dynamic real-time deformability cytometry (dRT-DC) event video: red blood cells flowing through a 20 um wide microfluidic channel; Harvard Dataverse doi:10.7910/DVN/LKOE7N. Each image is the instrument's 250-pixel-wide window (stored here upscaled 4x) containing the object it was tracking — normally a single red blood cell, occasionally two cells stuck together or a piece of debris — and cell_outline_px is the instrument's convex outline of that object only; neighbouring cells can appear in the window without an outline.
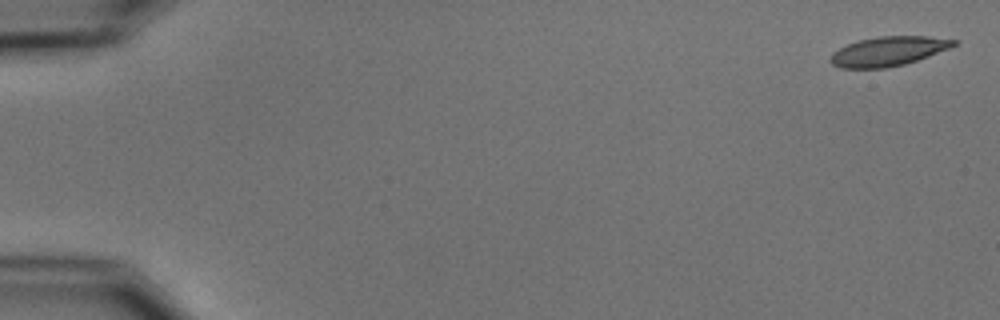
{"species": "common noctule bat (a hibernating species)", "species_latin": "Nyctalus noctula", "temperature_condition": "cold", "stored_images_in_passage": 6, "camera_frame_rate_fps": 3000, "um_per_image_px": 0.085, "animal": {"sex": "male", "body_mass_g": 15.6}, "frame": {"image": 1, "passage_image": 1, "time_ms": 0.0, "image_size_px": [1000, 320], "cell_outline_px": [[960, 40], [956, 44], [948, 48], [928, 56], [904, 64], [884, 68], [840, 68], [832, 64], [828, 60], [832, 52], [856, 40], [880, 36], [928, 36]], "centroid_in_image_um": [75.47, 4.35], "position_along_channel_um": 9.5, "area_um2": 21.1}}
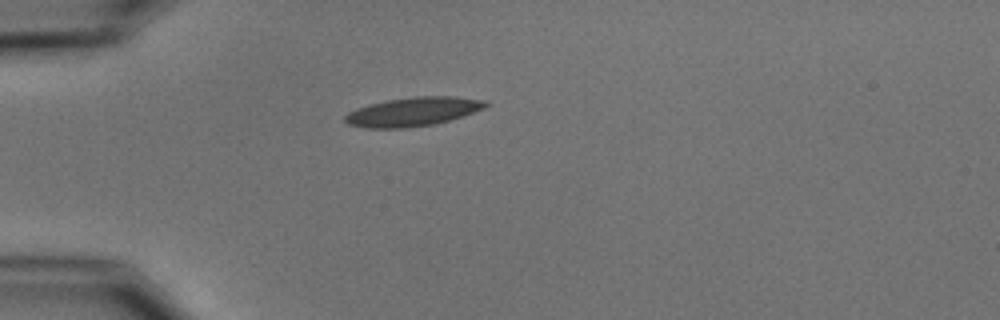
{"frame": {"image": 2, "passage_image": 5, "time_ms": 4.667, "image_size_px": [1000, 320], "cell_outline_px": [[492, 104], [484, 108], [436, 124], [408, 128], [368, 128], [348, 124], [344, 120], [344, 116], [348, 112], [356, 108], [368, 104], [388, 100], [416, 96], [456, 96], [488, 100]], "centroid_in_image_um": [35.12, 9.48], "position_along_channel_um": 49.9, "area_um2": 23.81}}